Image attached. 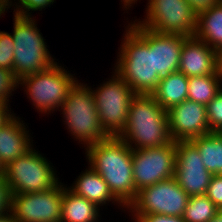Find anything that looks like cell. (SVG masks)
<instances>
[{"mask_svg": "<svg viewBox=\"0 0 222 222\" xmlns=\"http://www.w3.org/2000/svg\"><path fill=\"white\" fill-rule=\"evenodd\" d=\"M192 8V11L198 15L214 7L219 0H186Z\"/></svg>", "mask_w": 222, "mask_h": 222, "instance_id": "1f68e13d", "label": "cell"}, {"mask_svg": "<svg viewBox=\"0 0 222 222\" xmlns=\"http://www.w3.org/2000/svg\"><path fill=\"white\" fill-rule=\"evenodd\" d=\"M64 190L60 182L49 191L10 194V211L18 222H61Z\"/></svg>", "mask_w": 222, "mask_h": 222, "instance_id": "7c38bea8", "label": "cell"}, {"mask_svg": "<svg viewBox=\"0 0 222 222\" xmlns=\"http://www.w3.org/2000/svg\"><path fill=\"white\" fill-rule=\"evenodd\" d=\"M17 2L12 3L13 0H0V9L6 10L5 12L10 10L12 6H14L13 13L19 16L24 17H33L31 11H42V9H46V7H50L53 5L56 0H14ZM19 1V2H18ZM16 3V4H15ZM13 4V5H12ZM16 6V7H15ZM10 7V8H9ZM31 14V15H30Z\"/></svg>", "mask_w": 222, "mask_h": 222, "instance_id": "d4e9b609", "label": "cell"}, {"mask_svg": "<svg viewBox=\"0 0 222 222\" xmlns=\"http://www.w3.org/2000/svg\"><path fill=\"white\" fill-rule=\"evenodd\" d=\"M3 172H4V166L0 162V174H3Z\"/></svg>", "mask_w": 222, "mask_h": 222, "instance_id": "74e56055", "label": "cell"}, {"mask_svg": "<svg viewBox=\"0 0 222 222\" xmlns=\"http://www.w3.org/2000/svg\"><path fill=\"white\" fill-rule=\"evenodd\" d=\"M206 111L210 132H220L222 130V89L206 105Z\"/></svg>", "mask_w": 222, "mask_h": 222, "instance_id": "484cf974", "label": "cell"}, {"mask_svg": "<svg viewBox=\"0 0 222 222\" xmlns=\"http://www.w3.org/2000/svg\"><path fill=\"white\" fill-rule=\"evenodd\" d=\"M78 178L73 181L74 183L68 187L76 195L86 198L88 201L96 205L106 206L112 202L113 205L117 204L118 207L126 209L111 193L108 184L102 179V176L88 165V168L82 171L77 176ZM116 202V203H115Z\"/></svg>", "mask_w": 222, "mask_h": 222, "instance_id": "ac0fdd59", "label": "cell"}, {"mask_svg": "<svg viewBox=\"0 0 222 222\" xmlns=\"http://www.w3.org/2000/svg\"><path fill=\"white\" fill-rule=\"evenodd\" d=\"M217 72L222 77V48L217 51Z\"/></svg>", "mask_w": 222, "mask_h": 222, "instance_id": "e575fe53", "label": "cell"}, {"mask_svg": "<svg viewBox=\"0 0 222 222\" xmlns=\"http://www.w3.org/2000/svg\"><path fill=\"white\" fill-rule=\"evenodd\" d=\"M203 159L205 168L212 175H222V137L218 132H210L191 140Z\"/></svg>", "mask_w": 222, "mask_h": 222, "instance_id": "7402d4cb", "label": "cell"}, {"mask_svg": "<svg viewBox=\"0 0 222 222\" xmlns=\"http://www.w3.org/2000/svg\"><path fill=\"white\" fill-rule=\"evenodd\" d=\"M118 48L116 72L136 94H152L161 77L154 72L151 30L135 21L125 27ZM119 57V58H118Z\"/></svg>", "mask_w": 222, "mask_h": 222, "instance_id": "6da1fadb", "label": "cell"}, {"mask_svg": "<svg viewBox=\"0 0 222 222\" xmlns=\"http://www.w3.org/2000/svg\"><path fill=\"white\" fill-rule=\"evenodd\" d=\"M85 154L88 165L102 176L113 196L127 208L137 195L132 149L120 137L109 136L88 146Z\"/></svg>", "mask_w": 222, "mask_h": 222, "instance_id": "7a4b0ae2", "label": "cell"}, {"mask_svg": "<svg viewBox=\"0 0 222 222\" xmlns=\"http://www.w3.org/2000/svg\"><path fill=\"white\" fill-rule=\"evenodd\" d=\"M10 210V193L4 174H0V215Z\"/></svg>", "mask_w": 222, "mask_h": 222, "instance_id": "4dcf8cb0", "label": "cell"}, {"mask_svg": "<svg viewBox=\"0 0 222 222\" xmlns=\"http://www.w3.org/2000/svg\"><path fill=\"white\" fill-rule=\"evenodd\" d=\"M118 137L131 149L171 143L167 111L152 94H135L129 106L126 128Z\"/></svg>", "mask_w": 222, "mask_h": 222, "instance_id": "3957f363", "label": "cell"}, {"mask_svg": "<svg viewBox=\"0 0 222 222\" xmlns=\"http://www.w3.org/2000/svg\"><path fill=\"white\" fill-rule=\"evenodd\" d=\"M170 136L174 142L191 141L210 133L206 106L186 99L167 111Z\"/></svg>", "mask_w": 222, "mask_h": 222, "instance_id": "5bb4252c", "label": "cell"}, {"mask_svg": "<svg viewBox=\"0 0 222 222\" xmlns=\"http://www.w3.org/2000/svg\"><path fill=\"white\" fill-rule=\"evenodd\" d=\"M91 88L101 127L108 136L118 137L126 128L129 106L136 94L116 73Z\"/></svg>", "mask_w": 222, "mask_h": 222, "instance_id": "ba28073f", "label": "cell"}, {"mask_svg": "<svg viewBox=\"0 0 222 222\" xmlns=\"http://www.w3.org/2000/svg\"><path fill=\"white\" fill-rule=\"evenodd\" d=\"M77 81L68 91L67 98L59 111L63 122L75 141L85 149L107 139L109 136L101 127L91 86Z\"/></svg>", "mask_w": 222, "mask_h": 222, "instance_id": "277c9868", "label": "cell"}, {"mask_svg": "<svg viewBox=\"0 0 222 222\" xmlns=\"http://www.w3.org/2000/svg\"><path fill=\"white\" fill-rule=\"evenodd\" d=\"M152 95L168 111L188 99V77L179 71L163 76Z\"/></svg>", "mask_w": 222, "mask_h": 222, "instance_id": "d6986e66", "label": "cell"}, {"mask_svg": "<svg viewBox=\"0 0 222 222\" xmlns=\"http://www.w3.org/2000/svg\"><path fill=\"white\" fill-rule=\"evenodd\" d=\"M205 195L222 210V175H213Z\"/></svg>", "mask_w": 222, "mask_h": 222, "instance_id": "f1b7e54d", "label": "cell"}, {"mask_svg": "<svg viewBox=\"0 0 222 222\" xmlns=\"http://www.w3.org/2000/svg\"><path fill=\"white\" fill-rule=\"evenodd\" d=\"M18 87V80L13 71L0 68V104H10L9 97L13 96Z\"/></svg>", "mask_w": 222, "mask_h": 222, "instance_id": "83f0119b", "label": "cell"}, {"mask_svg": "<svg viewBox=\"0 0 222 222\" xmlns=\"http://www.w3.org/2000/svg\"><path fill=\"white\" fill-rule=\"evenodd\" d=\"M134 222H185L180 216H166L161 214L132 215Z\"/></svg>", "mask_w": 222, "mask_h": 222, "instance_id": "f546056e", "label": "cell"}, {"mask_svg": "<svg viewBox=\"0 0 222 222\" xmlns=\"http://www.w3.org/2000/svg\"><path fill=\"white\" fill-rule=\"evenodd\" d=\"M178 71L187 77L219 75L217 51L195 36H185Z\"/></svg>", "mask_w": 222, "mask_h": 222, "instance_id": "9a60e30c", "label": "cell"}, {"mask_svg": "<svg viewBox=\"0 0 222 222\" xmlns=\"http://www.w3.org/2000/svg\"><path fill=\"white\" fill-rule=\"evenodd\" d=\"M176 142L159 147L132 149L136 191L175 176Z\"/></svg>", "mask_w": 222, "mask_h": 222, "instance_id": "8fae6325", "label": "cell"}, {"mask_svg": "<svg viewBox=\"0 0 222 222\" xmlns=\"http://www.w3.org/2000/svg\"><path fill=\"white\" fill-rule=\"evenodd\" d=\"M222 89L220 75H205L188 77V99L207 105Z\"/></svg>", "mask_w": 222, "mask_h": 222, "instance_id": "603a6c76", "label": "cell"}, {"mask_svg": "<svg viewBox=\"0 0 222 222\" xmlns=\"http://www.w3.org/2000/svg\"><path fill=\"white\" fill-rule=\"evenodd\" d=\"M192 141L176 142L175 178L189 197L205 195L212 174Z\"/></svg>", "mask_w": 222, "mask_h": 222, "instance_id": "4fadbf2b", "label": "cell"}, {"mask_svg": "<svg viewBox=\"0 0 222 222\" xmlns=\"http://www.w3.org/2000/svg\"><path fill=\"white\" fill-rule=\"evenodd\" d=\"M4 12H5L4 10H1V9H0V18H2V17H1V16H2V14H3V15H5V13H4Z\"/></svg>", "mask_w": 222, "mask_h": 222, "instance_id": "f35d334b", "label": "cell"}, {"mask_svg": "<svg viewBox=\"0 0 222 222\" xmlns=\"http://www.w3.org/2000/svg\"><path fill=\"white\" fill-rule=\"evenodd\" d=\"M189 196L175 177L157 182L137 191L135 199L126 208L131 215L161 214L182 217Z\"/></svg>", "mask_w": 222, "mask_h": 222, "instance_id": "30bf717a", "label": "cell"}, {"mask_svg": "<svg viewBox=\"0 0 222 222\" xmlns=\"http://www.w3.org/2000/svg\"><path fill=\"white\" fill-rule=\"evenodd\" d=\"M14 41L11 33L0 31V68L13 71Z\"/></svg>", "mask_w": 222, "mask_h": 222, "instance_id": "4316f807", "label": "cell"}, {"mask_svg": "<svg viewBox=\"0 0 222 222\" xmlns=\"http://www.w3.org/2000/svg\"><path fill=\"white\" fill-rule=\"evenodd\" d=\"M194 36L216 51L222 48V1L197 15Z\"/></svg>", "mask_w": 222, "mask_h": 222, "instance_id": "44dd1931", "label": "cell"}, {"mask_svg": "<svg viewBox=\"0 0 222 222\" xmlns=\"http://www.w3.org/2000/svg\"><path fill=\"white\" fill-rule=\"evenodd\" d=\"M23 122L19 116H16L10 123L0 128V162L4 167L24 155L34 145L28 126Z\"/></svg>", "mask_w": 222, "mask_h": 222, "instance_id": "e0dca14e", "label": "cell"}, {"mask_svg": "<svg viewBox=\"0 0 222 222\" xmlns=\"http://www.w3.org/2000/svg\"><path fill=\"white\" fill-rule=\"evenodd\" d=\"M185 36L161 34L151 30V51H153L154 72L160 77L179 70L181 49Z\"/></svg>", "mask_w": 222, "mask_h": 222, "instance_id": "2e32d148", "label": "cell"}, {"mask_svg": "<svg viewBox=\"0 0 222 222\" xmlns=\"http://www.w3.org/2000/svg\"><path fill=\"white\" fill-rule=\"evenodd\" d=\"M14 15L13 74L19 81L28 75L42 72L56 63L33 17Z\"/></svg>", "mask_w": 222, "mask_h": 222, "instance_id": "5b68a950", "label": "cell"}, {"mask_svg": "<svg viewBox=\"0 0 222 222\" xmlns=\"http://www.w3.org/2000/svg\"><path fill=\"white\" fill-rule=\"evenodd\" d=\"M34 146L4 167V177L10 194L49 191L60 181L56 168Z\"/></svg>", "mask_w": 222, "mask_h": 222, "instance_id": "8992f818", "label": "cell"}, {"mask_svg": "<svg viewBox=\"0 0 222 222\" xmlns=\"http://www.w3.org/2000/svg\"><path fill=\"white\" fill-rule=\"evenodd\" d=\"M218 211L219 209L206 195L191 196L182 218L185 222H208Z\"/></svg>", "mask_w": 222, "mask_h": 222, "instance_id": "cb8c5ba5", "label": "cell"}, {"mask_svg": "<svg viewBox=\"0 0 222 222\" xmlns=\"http://www.w3.org/2000/svg\"><path fill=\"white\" fill-rule=\"evenodd\" d=\"M99 211L98 205L76 195L65 186L62 195L61 222H98L101 219Z\"/></svg>", "mask_w": 222, "mask_h": 222, "instance_id": "ffe728a7", "label": "cell"}, {"mask_svg": "<svg viewBox=\"0 0 222 222\" xmlns=\"http://www.w3.org/2000/svg\"><path fill=\"white\" fill-rule=\"evenodd\" d=\"M8 106L11 107L10 104H0V128L6 126L16 117L14 111L11 112L12 110Z\"/></svg>", "mask_w": 222, "mask_h": 222, "instance_id": "d6a6232c", "label": "cell"}, {"mask_svg": "<svg viewBox=\"0 0 222 222\" xmlns=\"http://www.w3.org/2000/svg\"><path fill=\"white\" fill-rule=\"evenodd\" d=\"M0 222H18V221L15 219V216L9 210L8 212L0 215Z\"/></svg>", "mask_w": 222, "mask_h": 222, "instance_id": "836d02e7", "label": "cell"}, {"mask_svg": "<svg viewBox=\"0 0 222 222\" xmlns=\"http://www.w3.org/2000/svg\"><path fill=\"white\" fill-rule=\"evenodd\" d=\"M138 0H121V4H123V10H131L130 8L133 7L132 5L137 3Z\"/></svg>", "mask_w": 222, "mask_h": 222, "instance_id": "d590c367", "label": "cell"}, {"mask_svg": "<svg viewBox=\"0 0 222 222\" xmlns=\"http://www.w3.org/2000/svg\"><path fill=\"white\" fill-rule=\"evenodd\" d=\"M59 63L53 64L42 72L23 77L18 81V87L24 88L27 98L42 114L59 111L67 98L68 91L78 81L70 71L67 72ZM20 85V86H19ZM48 112V113H47Z\"/></svg>", "mask_w": 222, "mask_h": 222, "instance_id": "52a82bcc", "label": "cell"}, {"mask_svg": "<svg viewBox=\"0 0 222 222\" xmlns=\"http://www.w3.org/2000/svg\"><path fill=\"white\" fill-rule=\"evenodd\" d=\"M146 6L144 19L135 20L138 25L161 34L194 36L197 15L186 0H148Z\"/></svg>", "mask_w": 222, "mask_h": 222, "instance_id": "9c48e42d", "label": "cell"}, {"mask_svg": "<svg viewBox=\"0 0 222 222\" xmlns=\"http://www.w3.org/2000/svg\"><path fill=\"white\" fill-rule=\"evenodd\" d=\"M208 222H222V210H219L217 214Z\"/></svg>", "mask_w": 222, "mask_h": 222, "instance_id": "8d00e7d4", "label": "cell"}]
</instances>
